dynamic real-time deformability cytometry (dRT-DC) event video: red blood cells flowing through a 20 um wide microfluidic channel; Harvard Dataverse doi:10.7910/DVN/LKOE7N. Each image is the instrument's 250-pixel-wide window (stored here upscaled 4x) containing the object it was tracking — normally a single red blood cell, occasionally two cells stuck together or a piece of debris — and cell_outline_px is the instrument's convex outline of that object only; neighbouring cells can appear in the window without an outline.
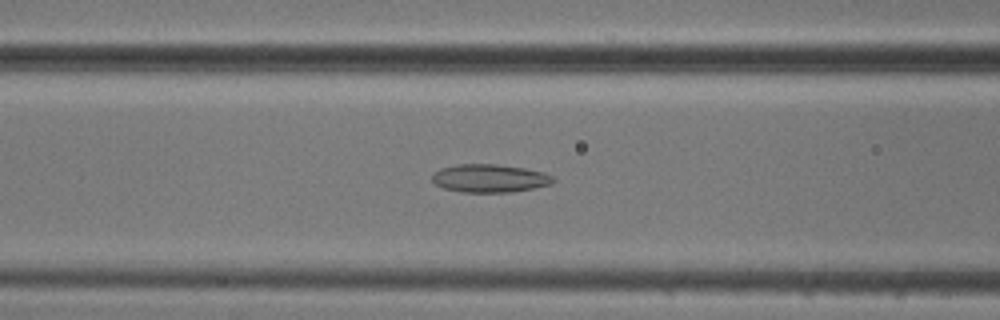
{"species": "common noctule bat (a hibernating species)", "species_latin": "Nyctalus noctula", "temperature_condition": "cold", "stored_images_in_passage": 47, "camera_frame_rate_fps": 3000, "um_per_image_px": 0.085, "animal": {"sex": "male", "body_mass_g": 20.5, "forearm_length_mm": 52.5}, "frame": {"image": 1, "passage_image": 15, "time_ms": 4.667, "image_size_px": [1000, 320], "cell_outline_px": [[556, 180], [552, 184], [512, 192], [460, 192], [444, 188], [436, 184], [432, 180], [432, 172], [440, 168], [456, 164], [496, 164], [524, 168], [544, 172], [552, 176]], "centroid_in_image_um": [41.6, 15.15], "position_along_channel_um": 125.0, "area_um2": 19.94}}
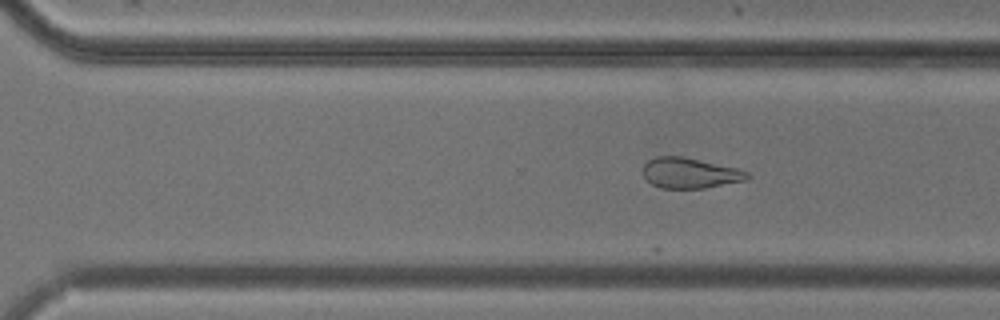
{"frame": {"image": 2, "passage_image": 30, "time_ms": 9.667, "image_size_px": [1000, 320], "cell_outline_px": [[752, 176], [748, 180], [704, 188], [660, 188], [652, 184], [644, 176], [644, 164], [648, 160], [656, 156], [684, 156], [736, 168], [748, 172]], "centroid_in_image_um": [58.67, 14.7], "position_along_channel_um": 311.9, "area_um2": 18.55}}
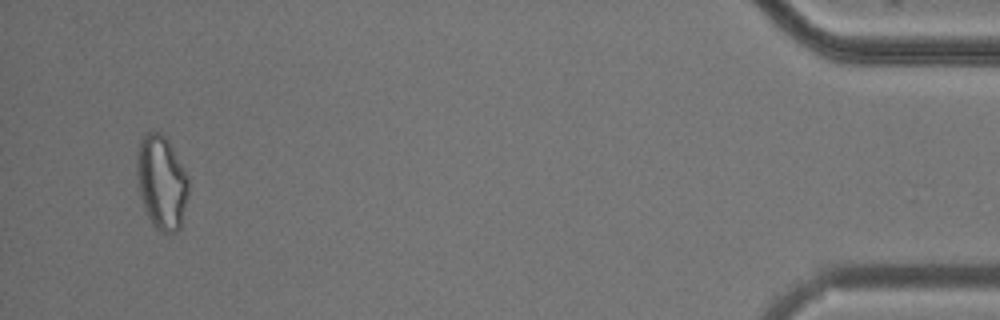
{"frame": {"image": 3, "passage_image": 45, "time_ms": 14.667, "image_size_px": [1000, 320], "cell_outline_px": [[188, 192], [180, 228], [176, 232], [160, 232], [152, 224], [144, 208], [136, 184], [136, 152], [140, 140], [148, 132], [160, 132], [168, 140], [188, 180]], "centroid_in_image_um": [13.68, 15.5], "position_along_channel_um": 421.5, "area_um2": 28.09}}